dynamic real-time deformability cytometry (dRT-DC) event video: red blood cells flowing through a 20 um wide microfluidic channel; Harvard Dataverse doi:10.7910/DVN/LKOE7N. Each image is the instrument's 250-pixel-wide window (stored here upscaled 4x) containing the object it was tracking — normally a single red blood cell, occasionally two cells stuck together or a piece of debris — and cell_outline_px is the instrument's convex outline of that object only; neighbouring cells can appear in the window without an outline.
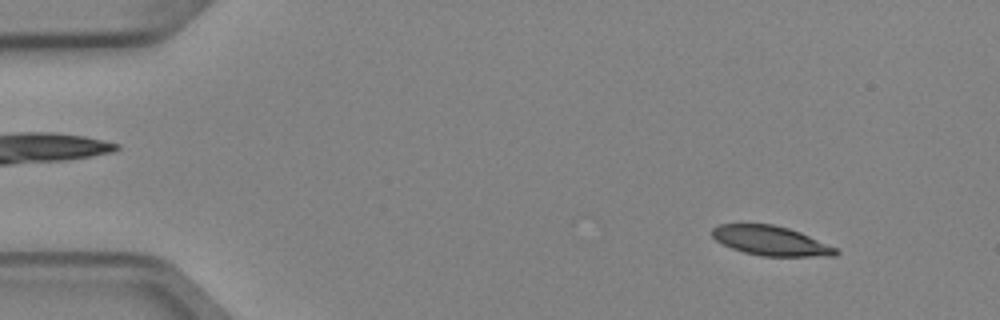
{"species": "Egyptian fruit bat (a non-hibernating species)", "species_latin": "Rousettus aegyptiacus", "temperature_condition": "cold", "stored_images_in_passage": 3, "camera_frame_rate_fps": 3000, "um_per_image_px": 0.085, "animal": {"sex": "female"}, "frame": {"image": 1, "passage_image": 1, "time_ms": 0.0, "image_size_px": [1000, 320], "cell_outline_px": [[840, 252], [836, 256], [760, 256], [744, 252], [732, 248], [716, 240], [712, 236], [712, 228], [720, 224], [772, 224], [788, 228], [800, 232], [836, 248]], "centroid_in_image_um": [65.52, 20.47], "position_along_channel_um": 19.5, "area_um2": 21.1}}